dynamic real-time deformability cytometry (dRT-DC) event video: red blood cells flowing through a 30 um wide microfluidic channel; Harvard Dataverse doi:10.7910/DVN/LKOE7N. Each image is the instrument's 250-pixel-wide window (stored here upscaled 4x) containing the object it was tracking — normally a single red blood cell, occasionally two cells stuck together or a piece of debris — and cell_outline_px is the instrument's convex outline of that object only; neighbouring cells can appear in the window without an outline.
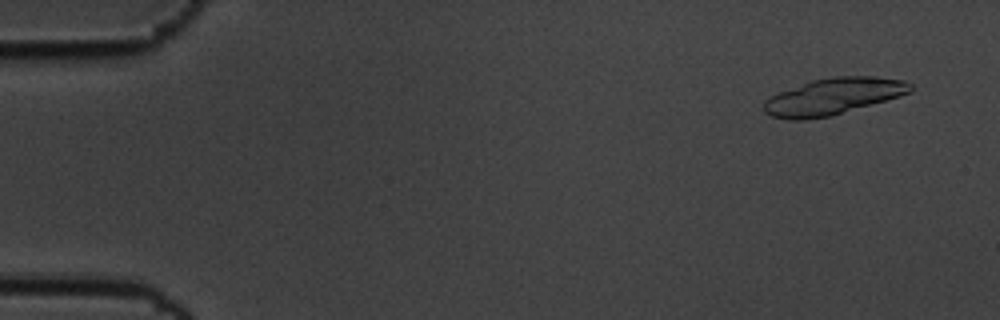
{"species": "common noctule bat (a hibernating species)", "species_latin": "Nyctalus noctula", "temperature_condition": "cold", "stored_images_in_passage": 20, "camera_frame_rate_fps": 3000, "um_per_image_px": 0.085, "animal": {"sex": "male", "body_mass_g": 19.5, "forearm_length_mm": 54.6}, "frame": {"image": 1, "passage_image": 4, "time_ms": 1.0, "image_size_px": [1000, 320], "cell_outline_px": [[912, 92], [900, 96], [832, 116], [808, 120], [788, 120], [772, 116], [764, 112], [764, 100], [780, 92], [812, 80], [832, 76], [876, 76], [904, 80], [912, 84]], "centroid_in_image_um": [70.84, 8.2], "position_along_channel_um": 14.2, "area_um2": 31.33}}